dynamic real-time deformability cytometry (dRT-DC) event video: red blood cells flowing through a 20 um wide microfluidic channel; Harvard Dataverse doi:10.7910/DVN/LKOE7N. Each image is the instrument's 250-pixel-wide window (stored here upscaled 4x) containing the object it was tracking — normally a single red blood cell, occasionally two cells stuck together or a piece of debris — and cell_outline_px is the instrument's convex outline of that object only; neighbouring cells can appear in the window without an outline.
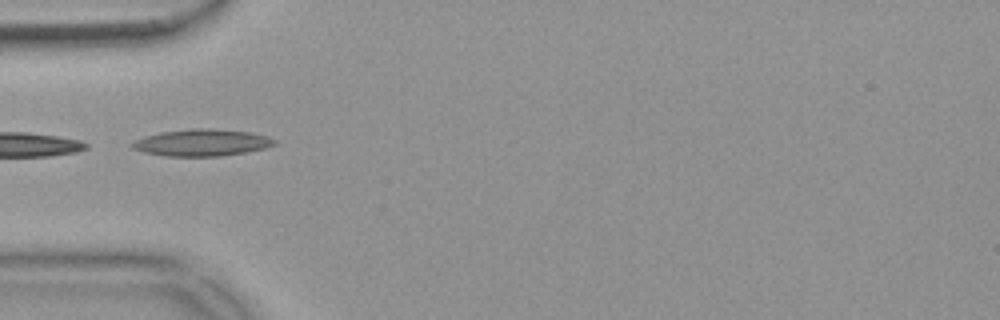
{"species": "common noctule bat (a hibernating species)", "species_latin": "Nyctalus noctula", "temperature_condition": "warm", "stored_images_in_passage": 4, "camera_frame_rate_fps": 3000, "um_per_image_px": 0.085, "animal": {"sex": "female", "body_mass_g": 18.4}, "frame": {"image": 1, "passage_image": 1, "time_ms": 0.0, "image_size_px": [1000, 320], "cell_outline_px": [[276, 144], [264, 148], [244, 152], [220, 156], [164, 156], [144, 152], [132, 148], [128, 144], [144, 136], [160, 132], [192, 128], [212, 128], [252, 132], [268, 136], [276, 140]], "centroid_in_image_um": [17.14, 12.11], "position_along_channel_um": 67.9, "area_um2": 22.37}}